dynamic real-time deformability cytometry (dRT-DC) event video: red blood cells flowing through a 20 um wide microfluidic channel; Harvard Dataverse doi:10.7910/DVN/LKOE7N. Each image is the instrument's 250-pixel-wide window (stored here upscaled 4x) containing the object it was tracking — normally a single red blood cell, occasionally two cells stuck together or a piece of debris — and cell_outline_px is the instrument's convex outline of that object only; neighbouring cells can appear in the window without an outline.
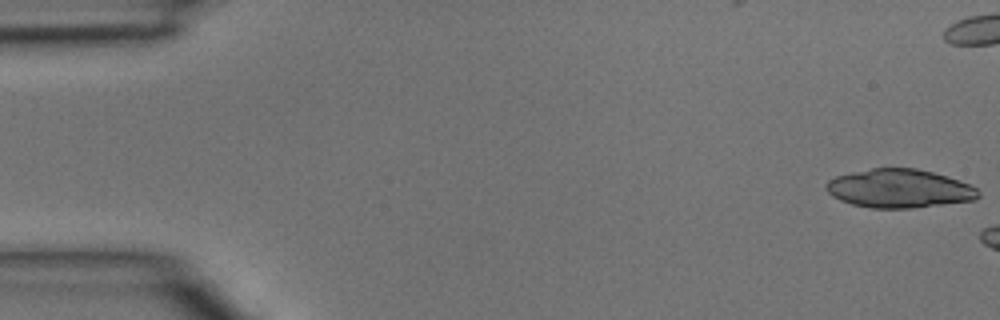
{"species": "common noctule bat (a hibernating species)", "species_latin": "Nyctalus noctula", "temperature_condition": "room temperature", "stored_images_in_passage": 3, "camera_frame_rate_fps": 3000, "um_per_image_px": 0.085, "animal": {"sex": "male", "body_mass_g": 15.6}, "frame": {"image": 1, "passage_image": 1, "time_ms": 0.0, "image_size_px": [1000, 320], "cell_outline_px": [[980, 196], [976, 200], [912, 208], [872, 208], [852, 204], [840, 200], [832, 196], [824, 188], [824, 184], [828, 180], [836, 176], [872, 168], [916, 168], [948, 176], [968, 184], [976, 188], [980, 192]], "centroid_in_image_um": [76.43, 16.03], "position_along_channel_um": 8.6, "area_um2": 34.28}}